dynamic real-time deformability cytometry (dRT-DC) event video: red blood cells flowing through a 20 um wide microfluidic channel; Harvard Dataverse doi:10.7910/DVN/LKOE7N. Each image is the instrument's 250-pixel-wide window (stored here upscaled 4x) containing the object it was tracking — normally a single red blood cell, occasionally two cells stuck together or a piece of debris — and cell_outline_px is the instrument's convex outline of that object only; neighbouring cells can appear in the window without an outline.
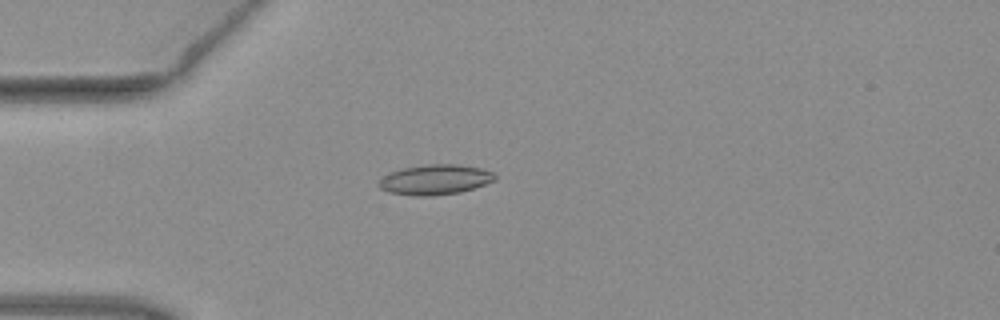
{"species": "common noctule bat (a hibernating species)", "species_latin": "Nyctalus noctula", "temperature_condition": "warm", "stored_images_in_passage": 52, "camera_frame_rate_fps": 3000, "um_per_image_px": 0.085, "animal": {"sex": "female", "body_mass_g": 19.3, "forearm_length_mm": 54.1}, "frame": {"image": 1, "passage_image": 15, "time_ms": 4.667, "image_size_px": [1000, 320], "cell_outline_px": [[496, 180], [460, 192], [432, 196], [416, 196], [388, 192], [380, 188], [376, 184], [388, 172], [404, 168], [428, 164], [456, 164], [480, 168], [492, 172], [496, 176]], "centroid_in_image_um": [36.95, 15.27], "position_along_channel_um": 48.1, "area_um2": 20.29}}
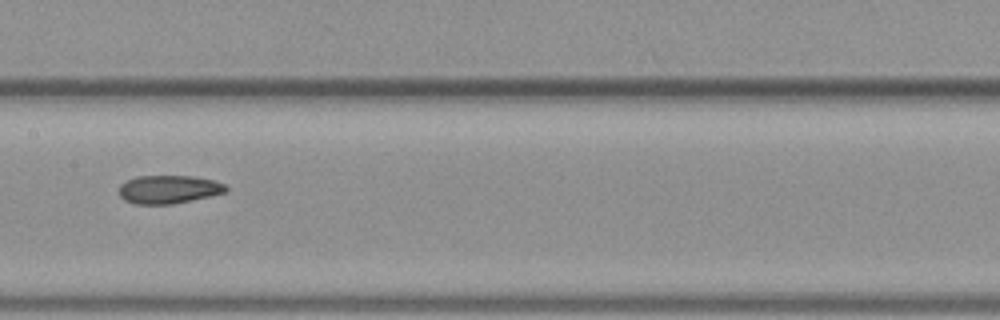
{"frame": {"image": 2, "passage_image": 27, "time_ms": 8.667, "image_size_px": [1000, 320], "cell_outline_px": [[228, 188], [224, 192], [192, 200], [172, 204], [136, 204], [124, 200], [120, 196], [120, 184], [136, 176], [192, 176], [216, 180], [224, 184]], "centroid_in_image_um": [14.33, 16.09], "position_along_channel_um": 193.1, "area_um2": 17.51}}
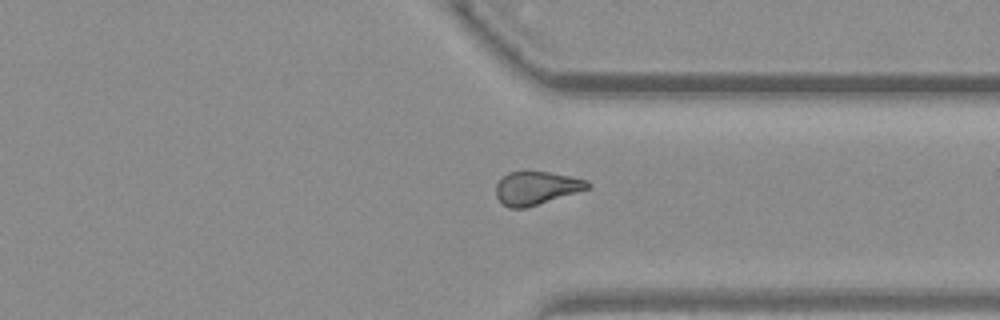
{"frame": {"image": 3, "passage_image": 40, "time_ms": 13.0, "image_size_px": [1000, 320], "cell_outline_px": [[592, 184], [588, 188], [576, 192], [524, 208], [508, 208], [496, 196], [496, 184], [508, 172], [552, 172], [588, 180]], "centroid_in_image_um": [45.59, 15.97], "position_along_channel_um": 365.8, "area_um2": 17.4}, "authors_computed_cell_mechanics": {"area_um2": 18.4671, "velocity_mm_per_s": 3.9994, "shape_relaxation_time_tau1_ms": null, "shape_relaxation_time_tau2_ms": 4.104, "deformation_change_tau1": null, "deformation_change_tau2": 0.1095}}